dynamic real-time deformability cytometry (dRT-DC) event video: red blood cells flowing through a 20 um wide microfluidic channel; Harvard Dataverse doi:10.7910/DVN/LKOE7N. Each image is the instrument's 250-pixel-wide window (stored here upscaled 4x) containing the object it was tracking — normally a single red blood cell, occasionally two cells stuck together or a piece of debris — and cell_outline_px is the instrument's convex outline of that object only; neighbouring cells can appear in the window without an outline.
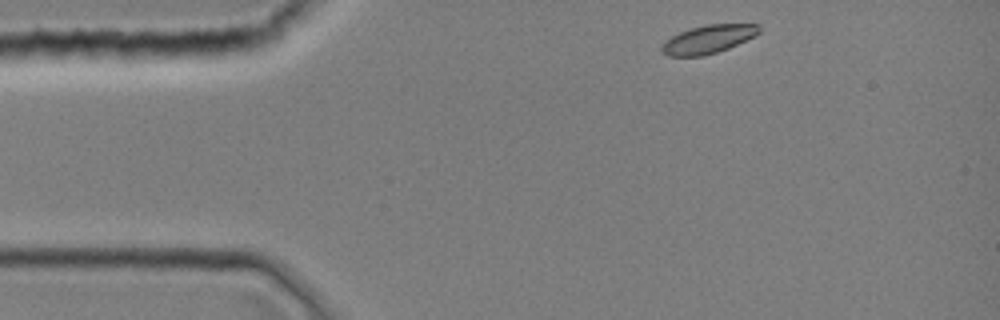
{"species": "common noctule bat (a hibernating species)", "species_latin": "Nyctalus noctula", "temperature_condition": "room temperature", "stored_images_in_passage": 6, "camera_frame_rate_fps": 3000, "um_per_image_px": 0.085, "animal": {"sex": "female", "body_mass_g": 19.0, "forearm_length_mm": 51.5}, "frame": {"image": 1, "passage_image": 1, "time_ms": 0.0, "image_size_px": [1000, 320], "cell_outline_px": [[760, 32], [756, 36], [728, 48], [704, 56], [668, 56], [660, 48], [672, 36], [680, 32], [692, 28], [708, 24], [760, 24]], "centroid_in_image_um": [60.26, 3.33], "position_along_channel_um": 24.7, "area_um2": 15.84}}